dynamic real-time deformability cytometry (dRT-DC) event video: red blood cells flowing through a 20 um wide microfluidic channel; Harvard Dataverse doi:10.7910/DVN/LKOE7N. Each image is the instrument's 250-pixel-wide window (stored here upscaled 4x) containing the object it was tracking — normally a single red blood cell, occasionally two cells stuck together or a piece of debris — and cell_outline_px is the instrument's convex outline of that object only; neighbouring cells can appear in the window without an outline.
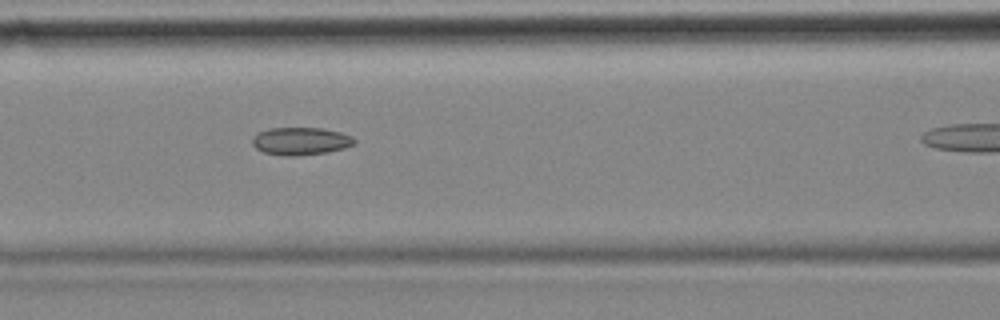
{"species": "common noctule bat (a hibernating species)", "species_latin": "Nyctalus noctula", "temperature_condition": "cold", "stored_images_in_passage": 5, "camera_frame_rate_fps": 3000, "um_per_image_px": 0.085, "animal": {"sex": "female", "body_mass_g": 18.4}, "frame": {"image": 1, "passage_image": 4, "time_ms": 1.0, "image_size_px": [1000, 320], "cell_outline_px": [[356, 140], [352, 144], [344, 148], [324, 152], [300, 156], [284, 156], [264, 152], [256, 148], [252, 144], [252, 136], [256, 132], [268, 128], [324, 128], [340, 132], [352, 136]], "centroid_in_image_um": [25.51, 11.98], "position_along_channel_um": 141.1, "area_um2": 16.53}}